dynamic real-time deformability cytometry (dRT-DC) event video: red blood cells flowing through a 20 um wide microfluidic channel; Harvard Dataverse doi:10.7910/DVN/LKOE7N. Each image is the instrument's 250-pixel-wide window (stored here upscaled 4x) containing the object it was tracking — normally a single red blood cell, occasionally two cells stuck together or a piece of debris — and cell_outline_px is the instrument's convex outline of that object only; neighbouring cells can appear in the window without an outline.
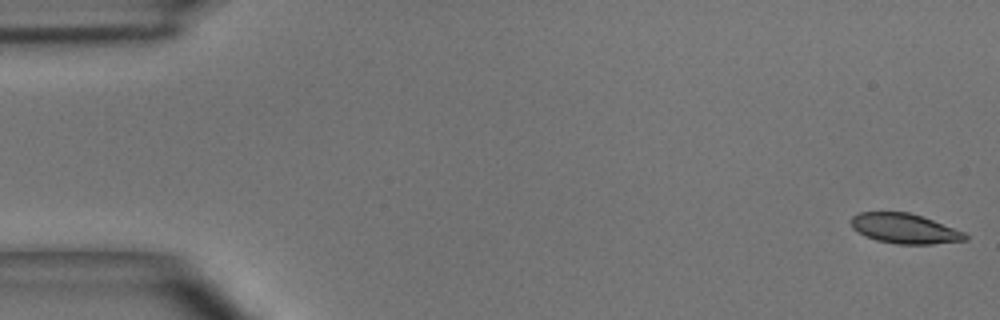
{"species": "common noctule bat (a hibernating species)", "species_latin": "Nyctalus noctula", "temperature_condition": "room temperature", "stored_images_in_passage": 49, "camera_frame_rate_fps": 3000, "um_per_image_px": 0.085, "animal": {"sex": "male", "body_mass_g": 15.6}, "frame": {"image": 1, "passage_image": 1, "time_ms": 0.0, "image_size_px": [1000, 320], "cell_outline_px": [[968, 240], [932, 244], [896, 244], [876, 240], [864, 236], [852, 228], [852, 216], [860, 212], [908, 212], [932, 220], [964, 232], [968, 236]], "centroid_in_image_um": [76.88, 19.44], "position_along_channel_um": 8.1, "area_um2": 19.77}}
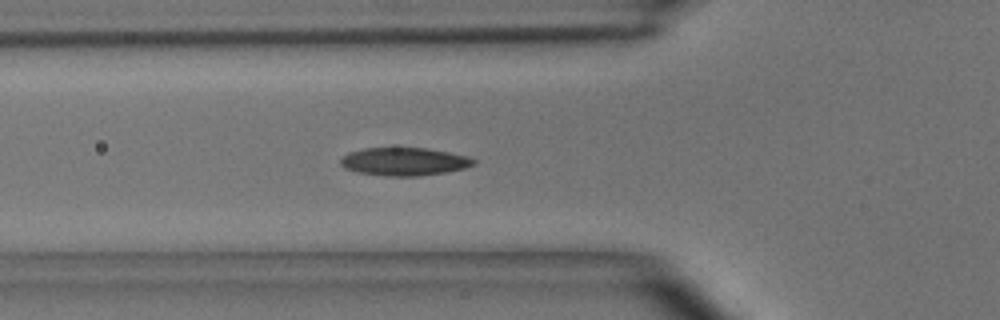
{"frame": {"image": 2, "passage_image": 17, "time_ms": 5.333, "image_size_px": [1000, 320], "cell_outline_px": [[476, 164], [464, 168], [444, 172], [420, 176], [384, 176], [356, 172], [344, 168], [340, 164], [340, 160], [348, 152], [364, 148], [428, 148], [468, 156], [476, 160]], "centroid_in_image_um": [34.34, 13.73], "position_along_channel_um": 91.5, "area_um2": 21.79}}
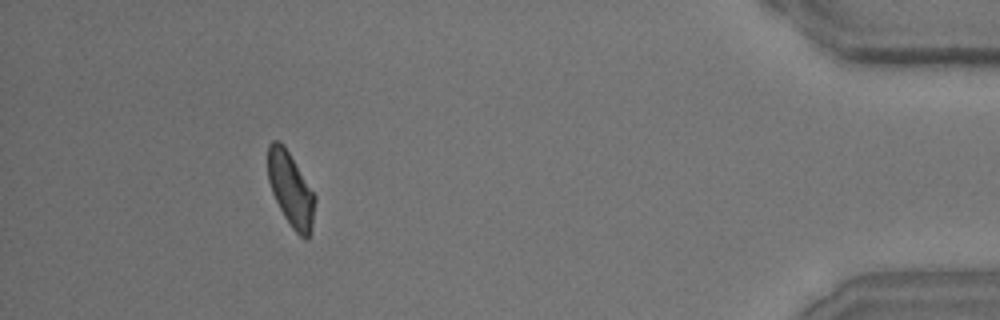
{"frame": {"image": 3, "passage_image": 45, "time_ms": 14.667, "image_size_px": [1000, 320], "cell_outline_px": [[316, 200], [312, 228], [308, 236], [304, 240], [292, 228], [284, 216], [272, 192], [268, 180], [268, 144], [272, 140], [280, 140], [284, 144], [316, 196]], "centroid_in_image_um": [24.72, 16.08], "position_along_channel_um": 410.5, "area_um2": 20.35}, "authors_computed_cell_mechanics": {"area_um2": 21.097, "velocity_mm_per_s": 4.0389, "shape_relaxation_time_tau1_ms": 6.239, "shape_relaxation_time_tau2_ms": 3.1578, "deformation_change_tau1": 0.1561, "deformation_change_tau2": 0.0984}}